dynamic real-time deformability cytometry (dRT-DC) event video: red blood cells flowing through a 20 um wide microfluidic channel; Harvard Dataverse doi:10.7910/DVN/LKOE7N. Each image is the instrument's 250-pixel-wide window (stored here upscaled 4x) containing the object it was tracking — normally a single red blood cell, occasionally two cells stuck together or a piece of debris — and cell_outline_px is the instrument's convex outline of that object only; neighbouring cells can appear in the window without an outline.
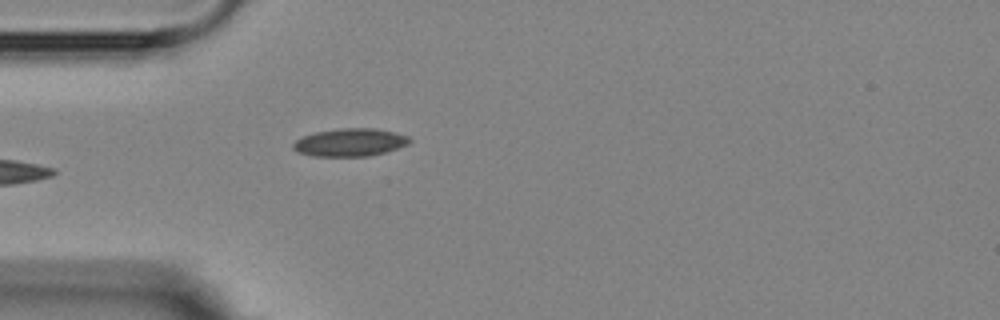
{"species": "Egyptian fruit bat (a non-hibernating species)", "species_latin": "Rousettus aegyptiacus", "temperature_condition": "room temperature", "stored_images_in_passage": 5, "camera_frame_rate_fps": 3000, "um_per_image_px": 0.085, "animal": {"sex": "female"}, "frame": {"image": 1, "passage_image": 5, "time_ms": 4.667, "image_size_px": [1000, 320], "cell_outline_px": [[412, 140], [408, 144], [384, 152], [368, 156], [312, 156], [296, 152], [292, 148], [292, 144], [296, 140], [304, 136], [316, 132], [340, 128], [376, 128], [408, 136]], "centroid_in_image_um": [29.72, 12.1], "position_along_channel_um": 55.3, "area_um2": 18.79}}